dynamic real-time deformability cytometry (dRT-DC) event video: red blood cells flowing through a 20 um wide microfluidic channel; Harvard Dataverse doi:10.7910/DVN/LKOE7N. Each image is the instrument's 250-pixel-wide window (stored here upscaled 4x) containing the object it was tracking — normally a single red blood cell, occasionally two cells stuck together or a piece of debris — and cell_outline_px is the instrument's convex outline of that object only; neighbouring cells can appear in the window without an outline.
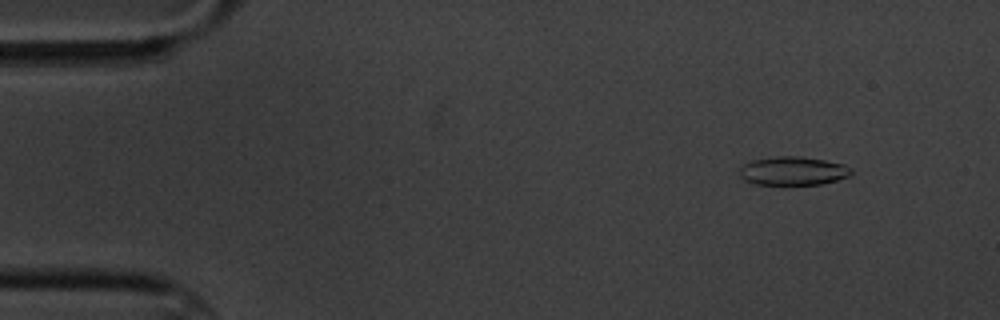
{"species": "common noctule bat (a hibernating species)", "species_latin": "Nyctalus noctula", "temperature_condition": "cold", "stored_images_in_passage": 3, "camera_frame_rate_fps": 3000, "um_per_image_px": 0.085, "animal": {"sex": "male", "body_mass_g": 20.1, "forearm_length_mm": 53.5}, "frame": {"image": 1, "passage_image": 1, "time_ms": 0.0, "image_size_px": [1000, 320], "cell_outline_px": [[852, 172], [848, 176], [836, 180], [820, 184], [756, 184], [744, 180], [740, 176], [740, 168], [744, 164], [752, 160], [776, 156], [800, 156], [824, 160], [844, 164], [852, 168]], "centroid_in_image_um": [67.4, 14.52], "position_along_channel_um": 17.6, "area_um2": 18.5}}